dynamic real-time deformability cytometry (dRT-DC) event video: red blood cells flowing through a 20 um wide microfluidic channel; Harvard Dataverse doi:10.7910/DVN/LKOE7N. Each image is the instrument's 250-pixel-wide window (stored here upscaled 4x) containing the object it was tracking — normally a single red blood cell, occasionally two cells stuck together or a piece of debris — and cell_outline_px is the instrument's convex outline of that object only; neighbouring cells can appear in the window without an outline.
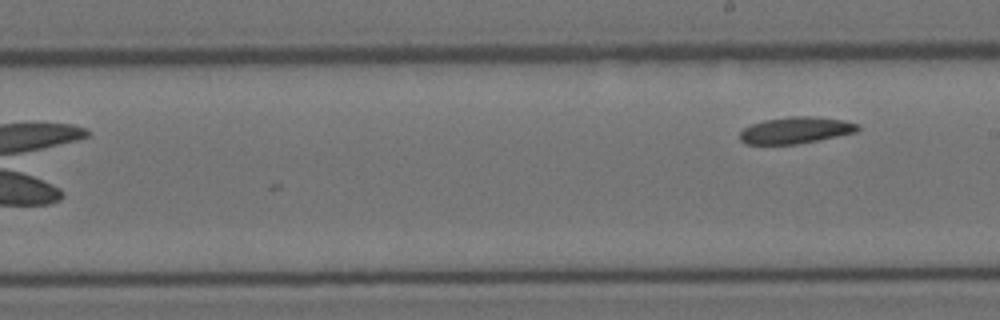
{"species": "Egyptian fruit bat (a non-hibernating species)", "species_latin": "Rousettus aegyptiacus", "temperature_condition": "room temperature", "stored_images_in_passage": 15, "camera_frame_rate_fps": 3000, "um_per_image_px": 0.085, "animal": {"sex": "female"}, "frame": {"image": 1, "passage_image": 15, "time_ms": 4.667, "image_size_px": [1000, 320], "cell_outline_px": [[860, 128], [856, 132], [796, 144], [744, 144], [740, 140], [740, 132], [744, 128], [752, 124], [764, 120], [788, 116], [816, 116], [844, 120], [860, 124]], "centroid_in_image_um": [67.63, 11.06], "position_along_channel_um": 221.4, "area_um2": 18.26}}